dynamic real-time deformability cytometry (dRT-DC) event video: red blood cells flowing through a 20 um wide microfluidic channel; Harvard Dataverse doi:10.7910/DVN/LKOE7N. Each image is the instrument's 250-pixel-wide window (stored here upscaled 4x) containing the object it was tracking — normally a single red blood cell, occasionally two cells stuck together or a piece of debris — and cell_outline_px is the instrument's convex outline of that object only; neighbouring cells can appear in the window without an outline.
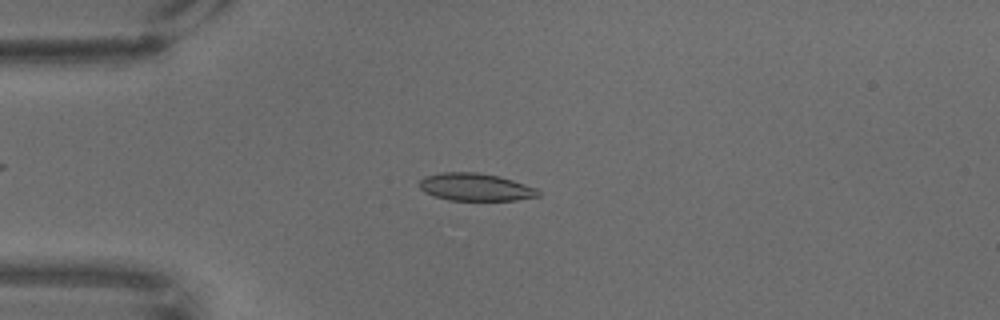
{"species": "common noctule bat (a hibernating species)", "species_latin": "Nyctalus noctula", "temperature_condition": "warm", "stored_images_in_passage": 68, "camera_frame_rate_fps": 3000, "um_per_image_px": 0.085, "animal": {"sex": "male", "body_mass_g": 18.8}, "frame": {"image": 1, "passage_image": 17, "time_ms": 5.333, "image_size_px": [1000, 320], "cell_outline_px": [[540, 196], [516, 200], [448, 200], [424, 192], [420, 188], [420, 180], [424, 176], [440, 172], [476, 172], [500, 176], [536, 188], [540, 192]], "centroid_in_image_um": [40.4, 15.89], "position_along_channel_um": 44.6, "area_um2": 19.07}}
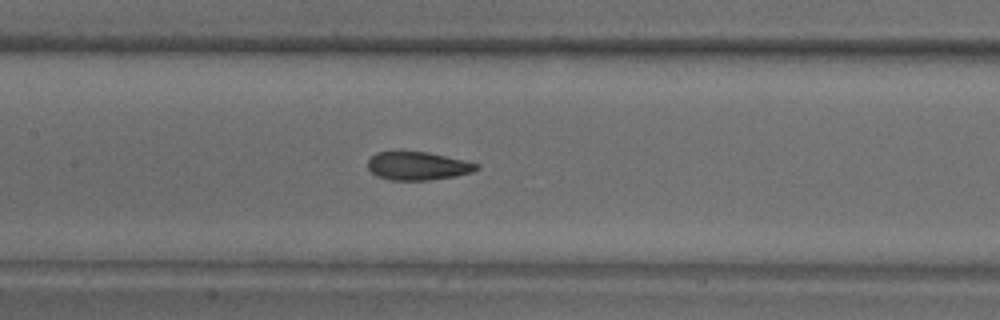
{"frame": {"image": 2, "passage_image": 32, "time_ms": 10.333, "image_size_px": [1000, 320], "cell_outline_px": [[480, 168], [472, 172], [456, 176], [428, 180], [388, 180], [376, 176], [368, 168], [368, 160], [376, 152], [428, 152], [480, 164]], "centroid_in_image_um": [35.51, 14.11], "position_along_channel_um": 171.9, "area_um2": 17.86}}
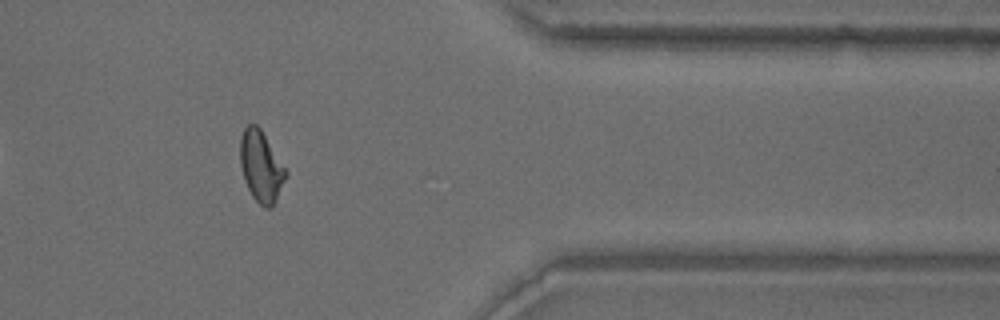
{"frame": {"image": 3, "passage_image": 56, "time_ms": 18.333, "image_size_px": [1000, 320], "cell_outline_px": [[288, 176], [272, 208], [264, 208], [252, 196], [244, 180], [240, 164], [240, 136], [244, 128], [248, 124], [256, 124], [260, 128], [288, 172]], "centroid_in_image_um": [22.19, 14.16], "position_along_channel_um": 389.2, "area_um2": 18.96}}